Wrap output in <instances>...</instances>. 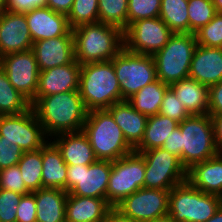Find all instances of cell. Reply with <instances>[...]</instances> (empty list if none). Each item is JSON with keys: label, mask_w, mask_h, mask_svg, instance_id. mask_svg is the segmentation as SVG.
<instances>
[{"label": "cell", "mask_w": 222, "mask_h": 222, "mask_svg": "<svg viewBox=\"0 0 222 222\" xmlns=\"http://www.w3.org/2000/svg\"><path fill=\"white\" fill-rule=\"evenodd\" d=\"M159 113L178 123L191 116L169 88L164 93Z\"/></svg>", "instance_id": "obj_38"}, {"label": "cell", "mask_w": 222, "mask_h": 222, "mask_svg": "<svg viewBox=\"0 0 222 222\" xmlns=\"http://www.w3.org/2000/svg\"><path fill=\"white\" fill-rule=\"evenodd\" d=\"M170 190L140 188L115 207L136 222H149L168 214Z\"/></svg>", "instance_id": "obj_15"}, {"label": "cell", "mask_w": 222, "mask_h": 222, "mask_svg": "<svg viewBox=\"0 0 222 222\" xmlns=\"http://www.w3.org/2000/svg\"><path fill=\"white\" fill-rule=\"evenodd\" d=\"M75 60L80 64L111 61L123 48V31L104 23L83 24L72 29Z\"/></svg>", "instance_id": "obj_2"}, {"label": "cell", "mask_w": 222, "mask_h": 222, "mask_svg": "<svg viewBox=\"0 0 222 222\" xmlns=\"http://www.w3.org/2000/svg\"><path fill=\"white\" fill-rule=\"evenodd\" d=\"M190 115L208 114L209 87L194 79L186 78L169 85Z\"/></svg>", "instance_id": "obj_25"}, {"label": "cell", "mask_w": 222, "mask_h": 222, "mask_svg": "<svg viewBox=\"0 0 222 222\" xmlns=\"http://www.w3.org/2000/svg\"><path fill=\"white\" fill-rule=\"evenodd\" d=\"M78 91L88 112L108 109L121 102L120 84L113 62L82 64Z\"/></svg>", "instance_id": "obj_3"}, {"label": "cell", "mask_w": 222, "mask_h": 222, "mask_svg": "<svg viewBox=\"0 0 222 222\" xmlns=\"http://www.w3.org/2000/svg\"><path fill=\"white\" fill-rule=\"evenodd\" d=\"M33 41L25 14L3 11L0 13V58L31 50Z\"/></svg>", "instance_id": "obj_16"}, {"label": "cell", "mask_w": 222, "mask_h": 222, "mask_svg": "<svg viewBox=\"0 0 222 222\" xmlns=\"http://www.w3.org/2000/svg\"><path fill=\"white\" fill-rule=\"evenodd\" d=\"M0 189L14 191L22 195L30 193L25 186L18 165L0 170Z\"/></svg>", "instance_id": "obj_39"}, {"label": "cell", "mask_w": 222, "mask_h": 222, "mask_svg": "<svg viewBox=\"0 0 222 222\" xmlns=\"http://www.w3.org/2000/svg\"><path fill=\"white\" fill-rule=\"evenodd\" d=\"M30 108V101L12 86L0 67V115H17Z\"/></svg>", "instance_id": "obj_30"}, {"label": "cell", "mask_w": 222, "mask_h": 222, "mask_svg": "<svg viewBox=\"0 0 222 222\" xmlns=\"http://www.w3.org/2000/svg\"><path fill=\"white\" fill-rule=\"evenodd\" d=\"M194 34L197 45L222 48V14L218 12L207 25Z\"/></svg>", "instance_id": "obj_36"}, {"label": "cell", "mask_w": 222, "mask_h": 222, "mask_svg": "<svg viewBox=\"0 0 222 222\" xmlns=\"http://www.w3.org/2000/svg\"><path fill=\"white\" fill-rule=\"evenodd\" d=\"M111 207L104 198L75 196L68 193L66 222H104Z\"/></svg>", "instance_id": "obj_24"}, {"label": "cell", "mask_w": 222, "mask_h": 222, "mask_svg": "<svg viewBox=\"0 0 222 222\" xmlns=\"http://www.w3.org/2000/svg\"><path fill=\"white\" fill-rule=\"evenodd\" d=\"M82 131L87 136L97 160L113 162L134 151L107 109L89 111Z\"/></svg>", "instance_id": "obj_4"}, {"label": "cell", "mask_w": 222, "mask_h": 222, "mask_svg": "<svg viewBox=\"0 0 222 222\" xmlns=\"http://www.w3.org/2000/svg\"><path fill=\"white\" fill-rule=\"evenodd\" d=\"M16 222H36V201L33 192L23 195L20 199Z\"/></svg>", "instance_id": "obj_42"}, {"label": "cell", "mask_w": 222, "mask_h": 222, "mask_svg": "<svg viewBox=\"0 0 222 222\" xmlns=\"http://www.w3.org/2000/svg\"><path fill=\"white\" fill-rule=\"evenodd\" d=\"M206 222H222V205L219 207L216 213Z\"/></svg>", "instance_id": "obj_49"}, {"label": "cell", "mask_w": 222, "mask_h": 222, "mask_svg": "<svg viewBox=\"0 0 222 222\" xmlns=\"http://www.w3.org/2000/svg\"><path fill=\"white\" fill-rule=\"evenodd\" d=\"M149 222H175L170 215H165V216H162V217H159V218H155L153 219L152 221H149Z\"/></svg>", "instance_id": "obj_50"}, {"label": "cell", "mask_w": 222, "mask_h": 222, "mask_svg": "<svg viewBox=\"0 0 222 222\" xmlns=\"http://www.w3.org/2000/svg\"><path fill=\"white\" fill-rule=\"evenodd\" d=\"M217 13L212 0H188L189 33L207 25Z\"/></svg>", "instance_id": "obj_35"}, {"label": "cell", "mask_w": 222, "mask_h": 222, "mask_svg": "<svg viewBox=\"0 0 222 222\" xmlns=\"http://www.w3.org/2000/svg\"><path fill=\"white\" fill-rule=\"evenodd\" d=\"M23 153L18 145L3 140V136H0V170L16 166Z\"/></svg>", "instance_id": "obj_41"}, {"label": "cell", "mask_w": 222, "mask_h": 222, "mask_svg": "<svg viewBox=\"0 0 222 222\" xmlns=\"http://www.w3.org/2000/svg\"><path fill=\"white\" fill-rule=\"evenodd\" d=\"M216 10L220 12L222 10V0H212Z\"/></svg>", "instance_id": "obj_51"}, {"label": "cell", "mask_w": 222, "mask_h": 222, "mask_svg": "<svg viewBox=\"0 0 222 222\" xmlns=\"http://www.w3.org/2000/svg\"><path fill=\"white\" fill-rule=\"evenodd\" d=\"M0 136L24 152L39 150L50 140L32 108L17 115H0Z\"/></svg>", "instance_id": "obj_11"}, {"label": "cell", "mask_w": 222, "mask_h": 222, "mask_svg": "<svg viewBox=\"0 0 222 222\" xmlns=\"http://www.w3.org/2000/svg\"><path fill=\"white\" fill-rule=\"evenodd\" d=\"M222 113V80L209 87L208 115Z\"/></svg>", "instance_id": "obj_44"}, {"label": "cell", "mask_w": 222, "mask_h": 222, "mask_svg": "<svg viewBox=\"0 0 222 222\" xmlns=\"http://www.w3.org/2000/svg\"><path fill=\"white\" fill-rule=\"evenodd\" d=\"M74 0H47L46 7H49L54 12L68 15L70 12Z\"/></svg>", "instance_id": "obj_46"}, {"label": "cell", "mask_w": 222, "mask_h": 222, "mask_svg": "<svg viewBox=\"0 0 222 222\" xmlns=\"http://www.w3.org/2000/svg\"><path fill=\"white\" fill-rule=\"evenodd\" d=\"M145 161L143 156L133 151L112 162L106 200L115 207L125 197L144 188Z\"/></svg>", "instance_id": "obj_9"}, {"label": "cell", "mask_w": 222, "mask_h": 222, "mask_svg": "<svg viewBox=\"0 0 222 222\" xmlns=\"http://www.w3.org/2000/svg\"><path fill=\"white\" fill-rule=\"evenodd\" d=\"M212 118L214 127V139L217 150L222 153V113L214 115Z\"/></svg>", "instance_id": "obj_47"}, {"label": "cell", "mask_w": 222, "mask_h": 222, "mask_svg": "<svg viewBox=\"0 0 222 222\" xmlns=\"http://www.w3.org/2000/svg\"><path fill=\"white\" fill-rule=\"evenodd\" d=\"M6 1H7V0H0V13H2L3 11H5Z\"/></svg>", "instance_id": "obj_52"}, {"label": "cell", "mask_w": 222, "mask_h": 222, "mask_svg": "<svg viewBox=\"0 0 222 222\" xmlns=\"http://www.w3.org/2000/svg\"><path fill=\"white\" fill-rule=\"evenodd\" d=\"M168 88L169 85L157 79L140 89L126 101L143 115L154 116L159 113L164 93Z\"/></svg>", "instance_id": "obj_29"}, {"label": "cell", "mask_w": 222, "mask_h": 222, "mask_svg": "<svg viewBox=\"0 0 222 222\" xmlns=\"http://www.w3.org/2000/svg\"><path fill=\"white\" fill-rule=\"evenodd\" d=\"M175 120L160 113L149 116L147 119L144 137L141 143L134 149L135 152H143L155 148H162L164 141L178 126Z\"/></svg>", "instance_id": "obj_28"}, {"label": "cell", "mask_w": 222, "mask_h": 222, "mask_svg": "<svg viewBox=\"0 0 222 222\" xmlns=\"http://www.w3.org/2000/svg\"><path fill=\"white\" fill-rule=\"evenodd\" d=\"M173 34L159 17L141 19L129 24L123 31L124 48L133 53L153 56Z\"/></svg>", "instance_id": "obj_13"}, {"label": "cell", "mask_w": 222, "mask_h": 222, "mask_svg": "<svg viewBox=\"0 0 222 222\" xmlns=\"http://www.w3.org/2000/svg\"><path fill=\"white\" fill-rule=\"evenodd\" d=\"M31 108L50 139L61 133L82 131L88 113L79 91L41 97Z\"/></svg>", "instance_id": "obj_1"}, {"label": "cell", "mask_w": 222, "mask_h": 222, "mask_svg": "<svg viewBox=\"0 0 222 222\" xmlns=\"http://www.w3.org/2000/svg\"><path fill=\"white\" fill-rule=\"evenodd\" d=\"M33 43L60 36H74L67 15L49 7L35 8L25 13Z\"/></svg>", "instance_id": "obj_18"}, {"label": "cell", "mask_w": 222, "mask_h": 222, "mask_svg": "<svg viewBox=\"0 0 222 222\" xmlns=\"http://www.w3.org/2000/svg\"><path fill=\"white\" fill-rule=\"evenodd\" d=\"M104 222H136V221L124 215L116 207H111L106 214Z\"/></svg>", "instance_id": "obj_48"}, {"label": "cell", "mask_w": 222, "mask_h": 222, "mask_svg": "<svg viewBox=\"0 0 222 222\" xmlns=\"http://www.w3.org/2000/svg\"><path fill=\"white\" fill-rule=\"evenodd\" d=\"M111 61L120 84L122 101L158 79L152 55L137 54L123 48Z\"/></svg>", "instance_id": "obj_8"}, {"label": "cell", "mask_w": 222, "mask_h": 222, "mask_svg": "<svg viewBox=\"0 0 222 222\" xmlns=\"http://www.w3.org/2000/svg\"><path fill=\"white\" fill-rule=\"evenodd\" d=\"M32 50L40 71L69 64L75 60L74 36L38 40Z\"/></svg>", "instance_id": "obj_19"}, {"label": "cell", "mask_w": 222, "mask_h": 222, "mask_svg": "<svg viewBox=\"0 0 222 222\" xmlns=\"http://www.w3.org/2000/svg\"><path fill=\"white\" fill-rule=\"evenodd\" d=\"M22 194L0 189V222H16L18 203Z\"/></svg>", "instance_id": "obj_40"}, {"label": "cell", "mask_w": 222, "mask_h": 222, "mask_svg": "<svg viewBox=\"0 0 222 222\" xmlns=\"http://www.w3.org/2000/svg\"><path fill=\"white\" fill-rule=\"evenodd\" d=\"M67 19L71 29L83 24L98 23V0H74Z\"/></svg>", "instance_id": "obj_34"}, {"label": "cell", "mask_w": 222, "mask_h": 222, "mask_svg": "<svg viewBox=\"0 0 222 222\" xmlns=\"http://www.w3.org/2000/svg\"><path fill=\"white\" fill-rule=\"evenodd\" d=\"M178 126L181 130L182 165L186 170L219 153L210 115H191Z\"/></svg>", "instance_id": "obj_7"}, {"label": "cell", "mask_w": 222, "mask_h": 222, "mask_svg": "<svg viewBox=\"0 0 222 222\" xmlns=\"http://www.w3.org/2000/svg\"><path fill=\"white\" fill-rule=\"evenodd\" d=\"M81 65L74 60L72 63L40 71L38 88L32 105L37 99L67 91H78Z\"/></svg>", "instance_id": "obj_17"}, {"label": "cell", "mask_w": 222, "mask_h": 222, "mask_svg": "<svg viewBox=\"0 0 222 222\" xmlns=\"http://www.w3.org/2000/svg\"><path fill=\"white\" fill-rule=\"evenodd\" d=\"M159 18L173 33H189L188 0H161Z\"/></svg>", "instance_id": "obj_31"}, {"label": "cell", "mask_w": 222, "mask_h": 222, "mask_svg": "<svg viewBox=\"0 0 222 222\" xmlns=\"http://www.w3.org/2000/svg\"><path fill=\"white\" fill-rule=\"evenodd\" d=\"M112 162L96 160L91 165H67L66 192L75 196L106 199Z\"/></svg>", "instance_id": "obj_12"}, {"label": "cell", "mask_w": 222, "mask_h": 222, "mask_svg": "<svg viewBox=\"0 0 222 222\" xmlns=\"http://www.w3.org/2000/svg\"><path fill=\"white\" fill-rule=\"evenodd\" d=\"M50 140L60 150L67 165H91L97 160L83 131L61 133L53 136Z\"/></svg>", "instance_id": "obj_21"}, {"label": "cell", "mask_w": 222, "mask_h": 222, "mask_svg": "<svg viewBox=\"0 0 222 222\" xmlns=\"http://www.w3.org/2000/svg\"><path fill=\"white\" fill-rule=\"evenodd\" d=\"M67 164L57 146L50 140L42 147V186L66 191Z\"/></svg>", "instance_id": "obj_27"}, {"label": "cell", "mask_w": 222, "mask_h": 222, "mask_svg": "<svg viewBox=\"0 0 222 222\" xmlns=\"http://www.w3.org/2000/svg\"><path fill=\"white\" fill-rule=\"evenodd\" d=\"M25 186L30 192L42 189V148L24 152L18 162Z\"/></svg>", "instance_id": "obj_32"}, {"label": "cell", "mask_w": 222, "mask_h": 222, "mask_svg": "<svg viewBox=\"0 0 222 222\" xmlns=\"http://www.w3.org/2000/svg\"><path fill=\"white\" fill-rule=\"evenodd\" d=\"M162 148L179 157L182 163L181 130L179 126L165 139Z\"/></svg>", "instance_id": "obj_45"}, {"label": "cell", "mask_w": 222, "mask_h": 222, "mask_svg": "<svg viewBox=\"0 0 222 222\" xmlns=\"http://www.w3.org/2000/svg\"><path fill=\"white\" fill-rule=\"evenodd\" d=\"M0 67L12 86L31 102L35 98L40 74L33 50L1 57Z\"/></svg>", "instance_id": "obj_14"}, {"label": "cell", "mask_w": 222, "mask_h": 222, "mask_svg": "<svg viewBox=\"0 0 222 222\" xmlns=\"http://www.w3.org/2000/svg\"><path fill=\"white\" fill-rule=\"evenodd\" d=\"M33 193L36 201V222H66V191L59 188H42Z\"/></svg>", "instance_id": "obj_26"}, {"label": "cell", "mask_w": 222, "mask_h": 222, "mask_svg": "<svg viewBox=\"0 0 222 222\" xmlns=\"http://www.w3.org/2000/svg\"><path fill=\"white\" fill-rule=\"evenodd\" d=\"M196 47L194 33H174L168 43L153 55L158 80L170 85L189 78Z\"/></svg>", "instance_id": "obj_6"}, {"label": "cell", "mask_w": 222, "mask_h": 222, "mask_svg": "<svg viewBox=\"0 0 222 222\" xmlns=\"http://www.w3.org/2000/svg\"><path fill=\"white\" fill-rule=\"evenodd\" d=\"M161 0H128L127 26L141 19L159 17Z\"/></svg>", "instance_id": "obj_37"}, {"label": "cell", "mask_w": 222, "mask_h": 222, "mask_svg": "<svg viewBox=\"0 0 222 222\" xmlns=\"http://www.w3.org/2000/svg\"><path fill=\"white\" fill-rule=\"evenodd\" d=\"M47 0H7L5 10L25 14L35 8H44Z\"/></svg>", "instance_id": "obj_43"}, {"label": "cell", "mask_w": 222, "mask_h": 222, "mask_svg": "<svg viewBox=\"0 0 222 222\" xmlns=\"http://www.w3.org/2000/svg\"><path fill=\"white\" fill-rule=\"evenodd\" d=\"M99 22L124 31L127 28L128 0H98Z\"/></svg>", "instance_id": "obj_33"}, {"label": "cell", "mask_w": 222, "mask_h": 222, "mask_svg": "<svg viewBox=\"0 0 222 222\" xmlns=\"http://www.w3.org/2000/svg\"><path fill=\"white\" fill-rule=\"evenodd\" d=\"M189 78L212 86L222 80V48L197 45L191 60Z\"/></svg>", "instance_id": "obj_20"}, {"label": "cell", "mask_w": 222, "mask_h": 222, "mask_svg": "<svg viewBox=\"0 0 222 222\" xmlns=\"http://www.w3.org/2000/svg\"><path fill=\"white\" fill-rule=\"evenodd\" d=\"M121 128L128 144L135 149L144 137L148 117L135 110L126 100L107 109Z\"/></svg>", "instance_id": "obj_23"}, {"label": "cell", "mask_w": 222, "mask_h": 222, "mask_svg": "<svg viewBox=\"0 0 222 222\" xmlns=\"http://www.w3.org/2000/svg\"><path fill=\"white\" fill-rule=\"evenodd\" d=\"M221 205L220 196L204 193L185 181L170 190L168 215L175 222H206Z\"/></svg>", "instance_id": "obj_5"}, {"label": "cell", "mask_w": 222, "mask_h": 222, "mask_svg": "<svg viewBox=\"0 0 222 222\" xmlns=\"http://www.w3.org/2000/svg\"><path fill=\"white\" fill-rule=\"evenodd\" d=\"M187 181L204 193L222 196V153L194 164L187 170Z\"/></svg>", "instance_id": "obj_22"}, {"label": "cell", "mask_w": 222, "mask_h": 222, "mask_svg": "<svg viewBox=\"0 0 222 222\" xmlns=\"http://www.w3.org/2000/svg\"><path fill=\"white\" fill-rule=\"evenodd\" d=\"M140 153L145 161L144 188L171 190L187 181V170L179 157L164 150L155 148Z\"/></svg>", "instance_id": "obj_10"}]
</instances>
